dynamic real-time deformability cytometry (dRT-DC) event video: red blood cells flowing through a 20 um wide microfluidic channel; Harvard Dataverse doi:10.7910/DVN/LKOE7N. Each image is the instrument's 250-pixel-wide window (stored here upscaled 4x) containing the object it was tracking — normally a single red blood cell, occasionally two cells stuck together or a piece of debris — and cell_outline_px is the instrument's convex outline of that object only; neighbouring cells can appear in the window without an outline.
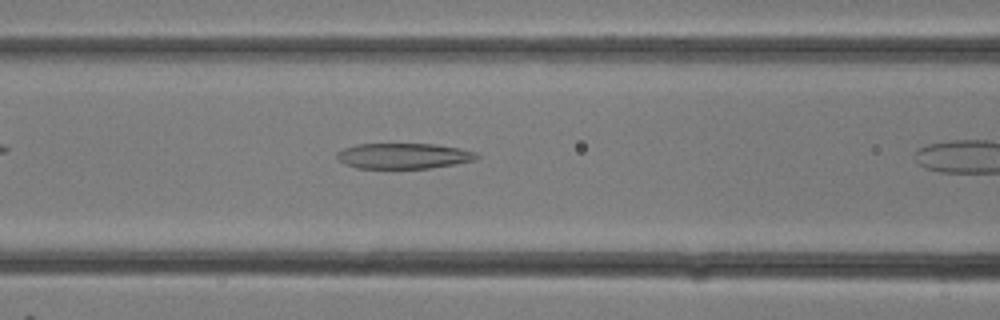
{"species": "common noctule bat (a hibernating species)", "species_latin": "Nyctalus noctula", "temperature_condition": "room temperature", "stored_images_in_passage": 9, "camera_frame_rate_fps": 3000, "um_per_image_px": 0.085, "animal": {"sex": "female"}, "frame": {"image": 1, "passage_image": 6, "time_ms": 1.667, "image_size_px": [1000, 320], "cell_outline_px": [[480, 156], [472, 160], [456, 164], [428, 168], [356, 168], [344, 164], [336, 156], [336, 152], [344, 148], [356, 144], [436, 144], [460, 148], [476, 152]], "centroid_in_image_um": [34.29, 13.25], "position_along_channel_um": 132.3, "area_um2": 20.81}}